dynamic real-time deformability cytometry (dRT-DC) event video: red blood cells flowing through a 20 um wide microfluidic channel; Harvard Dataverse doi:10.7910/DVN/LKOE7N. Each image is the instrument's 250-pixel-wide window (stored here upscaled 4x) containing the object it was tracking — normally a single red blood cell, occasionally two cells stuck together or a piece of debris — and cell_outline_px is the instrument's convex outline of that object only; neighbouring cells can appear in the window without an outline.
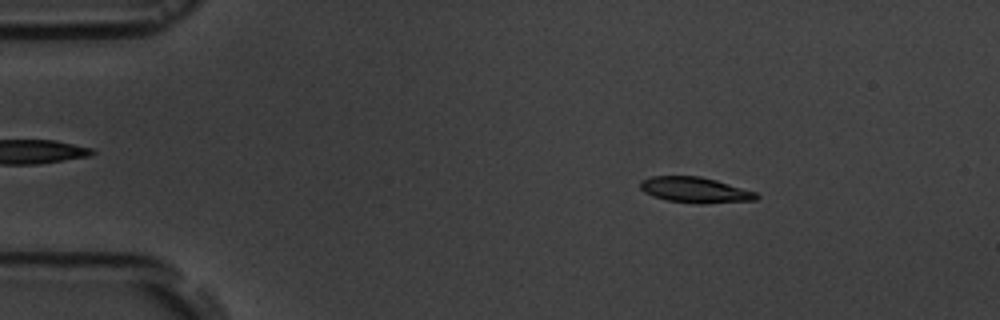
{"species": "common noctule bat (a hibernating species)", "species_latin": "Nyctalus noctula", "temperature_condition": "room temperature", "stored_images_in_passage": 4, "camera_frame_rate_fps": 3000, "um_per_image_px": 0.085, "animal": {"sex": "male", "body_mass_g": 19.5, "forearm_length_mm": 54.6}, "frame": {"image": 1, "passage_image": 2, "time_ms": 1.0, "image_size_px": [1000, 320], "cell_outline_px": [[760, 196], [756, 200], [704, 204], [696, 204], [668, 200], [652, 196], [644, 192], [640, 188], [640, 180], [652, 176], [700, 176], [716, 180], [756, 192]], "centroid_in_image_um": [59.08, 16.15], "position_along_channel_um": 25.9, "area_um2": 17.46}}